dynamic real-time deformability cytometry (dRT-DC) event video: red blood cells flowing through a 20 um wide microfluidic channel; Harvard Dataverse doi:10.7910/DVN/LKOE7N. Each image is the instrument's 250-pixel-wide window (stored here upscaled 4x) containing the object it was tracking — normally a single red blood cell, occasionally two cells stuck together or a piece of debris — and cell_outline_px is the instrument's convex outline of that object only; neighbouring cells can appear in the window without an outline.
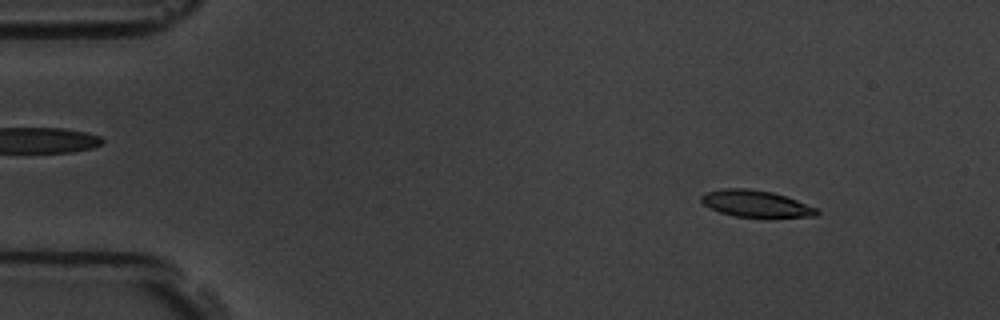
{"species": "common noctule bat (a hibernating species)", "species_latin": "Nyctalus noctula", "temperature_condition": "room temperature", "stored_images_in_passage": 3, "camera_frame_rate_fps": 3000, "um_per_image_px": 0.085, "animal": {"sex": "male", "body_mass_g": 19.5, "forearm_length_mm": 54.6}, "frame": {"image": 1, "passage_image": 1, "time_ms": 0.0, "image_size_px": [1000, 320], "cell_outline_px": [[820, 212], [816, 216], [768, 220], [764, 220], [736, 216], [720, 212], [704, 204], [700, 200], [700, 196], [704, 192], [724, 188], [748, 188], [772, 192], [796, 200], [816, 208]], "centroid_in_image_um": [64.29, 17.36], "position_along_channel_um": 20.7, "area_um2": 18.73}}
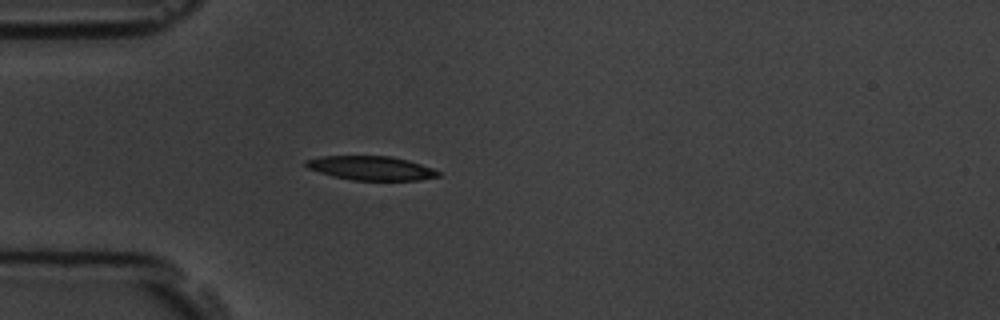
{"frame": {"image": 2, "passage_image": 3, "time_ms": 3.0, "image_size_px": [1000, 320], "cell_outline_px": [[440, 176], [420, 180], [352, 180], [332, 176], [308, 168], [304, 164], [304, 160], [320, 156], [392, 156], [408, 160], [432, 168], [440, 172]], "centroid_in_image_um": [31.53, 14.28], "position_along_channel_um": 53.5, "area_um2": 18.55}}